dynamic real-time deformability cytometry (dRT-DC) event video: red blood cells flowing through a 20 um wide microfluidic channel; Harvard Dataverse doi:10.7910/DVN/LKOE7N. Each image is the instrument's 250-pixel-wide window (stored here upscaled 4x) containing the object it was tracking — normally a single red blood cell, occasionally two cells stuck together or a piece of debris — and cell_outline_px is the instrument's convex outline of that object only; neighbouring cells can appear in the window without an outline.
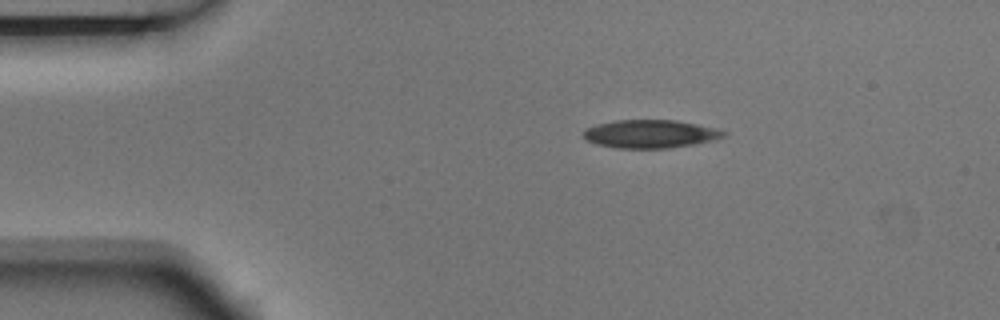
{"species": "Egyptian fruit bat (a non-hibernating species)", "species_latin": "Rousettus aegyptiacus", "temperature_condition": "room temperature", "stored_images_in_passage": 5, "camera_frame_rate_fps": 3000, "um_per_image_px": 0.085, "animal": {"sex": "male"}, "frame": {"image": 1, "passage_image": 2, "time_ms": 0.333, "image_size_px": [1000, 320], "cell_outline_px": [[728, 132], [724, 136], [712, 140], [696, 144], [668, 148], [620, 148], [596, 144], [588, 140], [584, 136], [584, 132], [588, 128], [596, 124], [616, 120], [676, 120], [716, 128]], "centroid_in_image_um": [55.31, 11.38], "position_along_channel_um": 29.7, "area_um2": 22.83}}
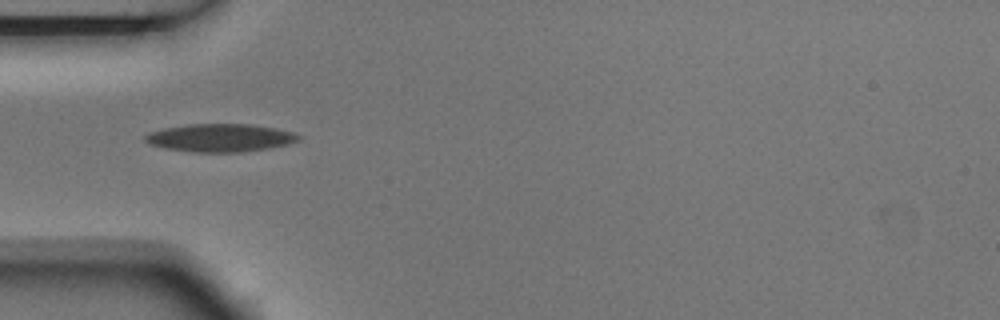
{"frame": {"image": 2, "passage_image": 4, "time_ms": 1.0, "image_size_px": [1000, 320], "cell_outline_px": [[300, 140], [288, 144], [268, 148], [240, 152], [196, 152], [164, 148], [148, 144], [144, 140], [144, 136], [148, 132], [164, 128], [188, 124], [252, 124], [276, 128], [292, 132], [300, 136]], "centroid_in_image_um": [18.69, 11.71], "position_along_channel_um": 66.3, "area_um2": 25.03}}
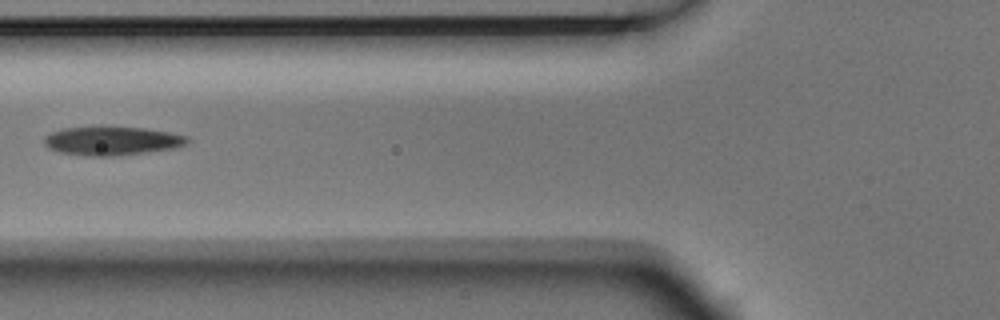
{"frame": {"image": 3, "passage_image": 5, "time_ms": 1.333, "image_size_px": [1000, 320], "cell_outline_px": [[188, 144], [180, 148], [120, 156], [84, 156], [60, 152], [48, 148], [44, 144], [44, 136], [52, 132], [64, 128], [100, 124], [144, 128], [168, 132], [188, 136]], "centroid_in_image_um": [9.53, 11.95], "position_along_channel_um": 116.3, "area_um2": 25.09}}